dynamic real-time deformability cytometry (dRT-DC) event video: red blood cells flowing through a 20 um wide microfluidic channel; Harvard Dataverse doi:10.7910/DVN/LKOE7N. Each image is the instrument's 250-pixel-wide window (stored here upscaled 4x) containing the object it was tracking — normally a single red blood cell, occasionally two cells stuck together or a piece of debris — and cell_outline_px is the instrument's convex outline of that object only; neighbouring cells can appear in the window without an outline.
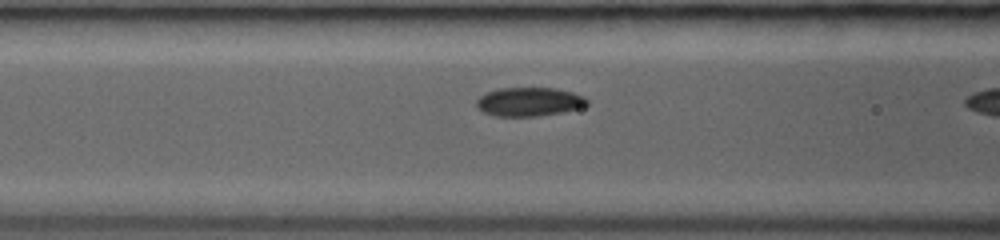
{"species": "common noctule bat (a hibernating species)", "species_latin": "Nyctalus noctula", "temperature_condition": "room temperature", "stored_images_in_passage": 6, "camera_frame_rate_fps": 3000, "um_per_image_px": 0.085, "animal": {"sex": "female", "body_mass_g": 19.0, "forearm_length_mm": 53.3}, "frame": {"image": 1, "passage_image": 5, "time_ms": 1.333, "image_size_px": [1000, 240], "cell_outline_px": [[588, 104], [576, 108], [560, 112], [536, 116], [496, 116], [484, 112], [476, 108], [476, 100], [480, 96], [488, 92], [500, 88], [556, 88], [572, 92], [584, 96], [588, 100]], "centroid_in_image_um": [44.95, 8.64], "position_along_channel_um": 121.7, "area_um2": 18.38}}